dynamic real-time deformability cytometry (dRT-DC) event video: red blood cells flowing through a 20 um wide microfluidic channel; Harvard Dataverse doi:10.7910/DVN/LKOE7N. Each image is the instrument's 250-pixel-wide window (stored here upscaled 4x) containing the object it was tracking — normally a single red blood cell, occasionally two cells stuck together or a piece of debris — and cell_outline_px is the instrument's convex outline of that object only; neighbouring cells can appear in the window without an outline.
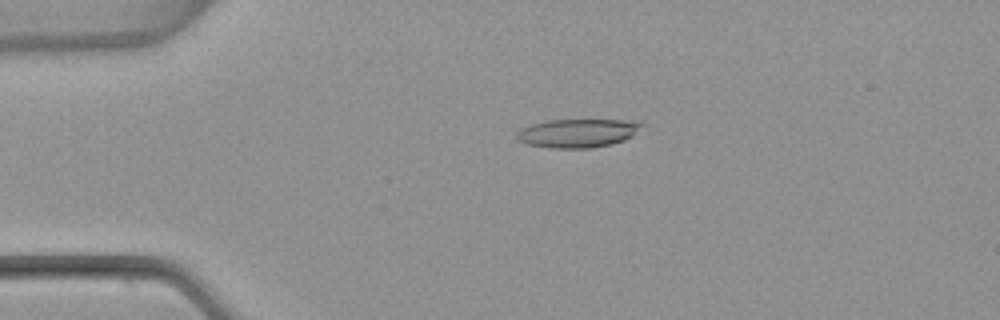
{"species": "common noctule bat (a hibernating species)", "species_latin": "Nyctalus noctula", "temperature_condition": "warm", "stored_images_in_passage": 53, "camera_frame_rate_fps": 3000, "um_per_image_px": 0.085, "animal": {"sex": "female", "body_mass_g": 22.7, "forearm_length_mm": 54.2}, "frame": {"image": 1, "passage_image": 12, "time_ms": 3.667, "image_size_px": [1000, 320], "cell_outline_px": [[644, 124], [632, 136], [624, 140], [612, 144], [592, 148], [552, 148], [524, 144], [516, 136], [516, 132], [520, 128], [544, 120], [620, 120]], "centroid_in_image_um": [49.03, 11.32], "position_along_channel_um": 36.0, "area_um2": 20.75}}
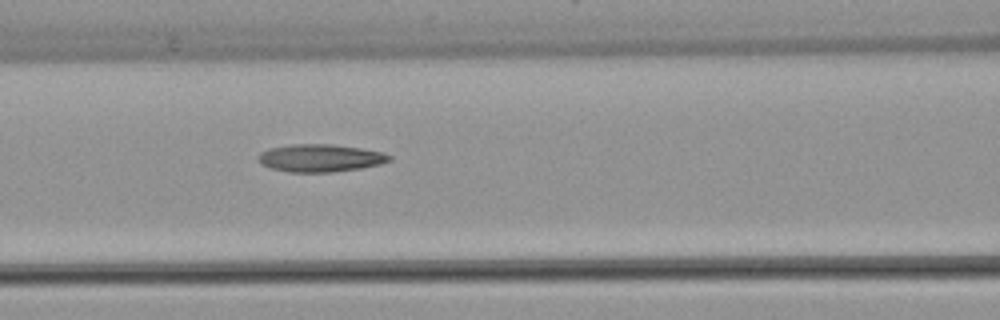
{"frame": {"image": 2, "passage_image": 23, "time_ms": 7.333, "image_size_px": [1000, 320], "cell_outline_px": [[392, 160], [380, 164], [360, 168], [332, 172], [288, 172], [268, 168], [260, 164], [256, 160], [256, 156], [260, 152], [268, 148], [292, 144], [332, 144], [360, 148], [384, 152], [392, 156]], "centroid_in_image_um": [27.17, 13.43], "position_along_channel_um": 139.4, "area_um2": 21.44}}
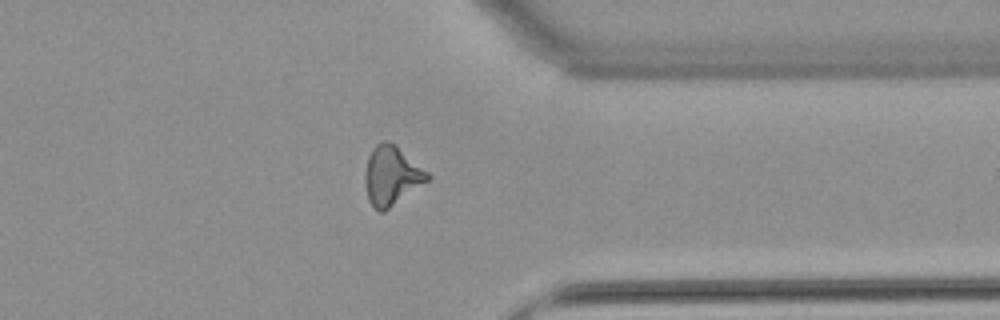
{"frame": {"image": 3, "passage_image": 42, "time_ms": 13.667, "image_size_px": [1000, 320], "cell_outline_px": [[432, 180], [384, 212], [380, 212], [368, 200], [364, 184], [364, 172], [368, 156], [372, 148], [376, 144], [384, 140], [388, 140], [396, 144], [428, 172], [432, 176]], "centroid_in_image_um": [33.31, 14.93], "position_along_channel_um": 378.1, "area_um2": 22.14}, "authors_computed_cell_mechanics": {"area_um2": 20.7502, "velocity_mm_per_s": 3.875, "shape_relaxation_time_tau1_ms": null, "shape_relaxation_time_tau2_ms": 3.0891, "deformation_change_tau1": null, "deformation_change_tau2": 0.1421}}